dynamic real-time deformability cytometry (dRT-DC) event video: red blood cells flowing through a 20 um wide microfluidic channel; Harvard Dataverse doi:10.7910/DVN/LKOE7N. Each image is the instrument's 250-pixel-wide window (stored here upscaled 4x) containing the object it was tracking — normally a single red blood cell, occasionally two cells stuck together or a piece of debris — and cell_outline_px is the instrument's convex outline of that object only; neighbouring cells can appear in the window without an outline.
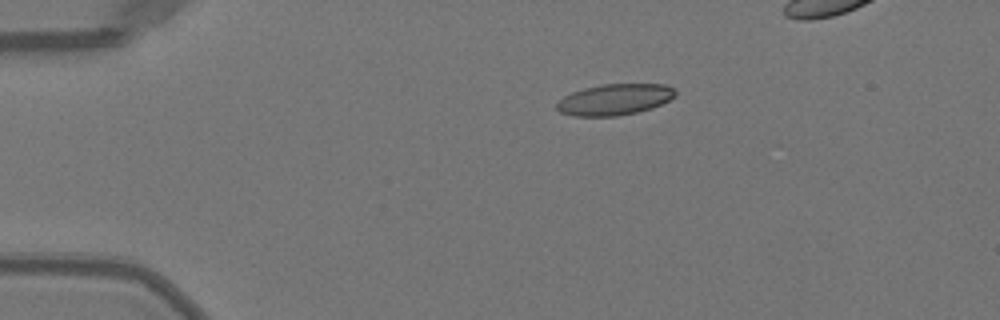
{"species": "Egyptian fruit bat (a non-hibernating species)", "species_latin": "Rousettus aegyptiacus", "temperature_condition": "warm", "stored_images_in_passage": 38, "camera_frame_rate_fps": 3000, "um_per_image_px": 0.085, "animal": {"sex": "female"}, "frame": {"image": 1, "passage_image": 1, "time_ms": 0.0, "image_size_px": [1000, 320], "cell_outline_px": [[676, 96], [652, 108], [636, 112], [616, 116], [572, 116], [560, 112], [556, 108], [556, 104], [564, 96], [572, 92], [584, 88], [600, 84], [664, 84], [676, 88]], "centroid_in_image_um": [52.25, 8.45], "position_along_channel_um": 32.8, "area_um2": 21.56}}
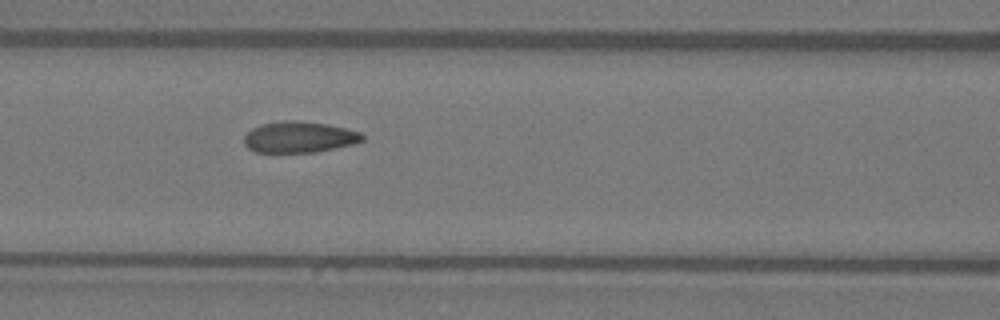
{"frame": {"image": 2, "passage_image": 13, "time_ms": 4.0, "image_size_px": [1000, 320], "cell_outline_px": [[364, 140], [352, 144], [316, 152], [256, 152], [248, 148], [244, 144], [244, 136], [252, 128], [260, 124], [280, 120], [300, 120], [328, 124], [360, 132], [364, 136]], "centroid_in_image_um": [25.41, 11.64], "position_along_channel_um": 141.2, "area_um2": 21.56}}
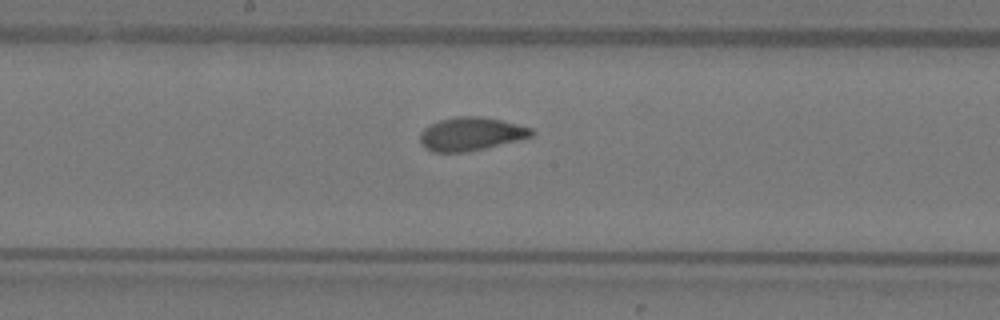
{"frame": {"image": 3, "passage_image": 18, "time_ms": 5.667, "image_size_px": [1000, 320], "cell_outline_px": [[536, 132], [532, 136], [484, 148], [464, 152], [432, 152], [424, 148], [420, 144], [420, 132], [424, 128], [440, 120], [456, 116], [480, 116], [500, 120], [532, 128]], "centroid_in_image_um": [39.99, 11.38], "position_along_channel_um": 208.2, "area_um2": 21.5}, "authors_computed_cell_mechanics": {"area_um2": 21.6461, "velocity_mm_per_s": 4.0203, "shape_relaxation_time_tau1_ms": 9.8956, "shape_relaxation_time_tau2_ms": 0.6658, "deformation_change_tau1": 0.2486, "deformation_change_tau2": 0.0433}}